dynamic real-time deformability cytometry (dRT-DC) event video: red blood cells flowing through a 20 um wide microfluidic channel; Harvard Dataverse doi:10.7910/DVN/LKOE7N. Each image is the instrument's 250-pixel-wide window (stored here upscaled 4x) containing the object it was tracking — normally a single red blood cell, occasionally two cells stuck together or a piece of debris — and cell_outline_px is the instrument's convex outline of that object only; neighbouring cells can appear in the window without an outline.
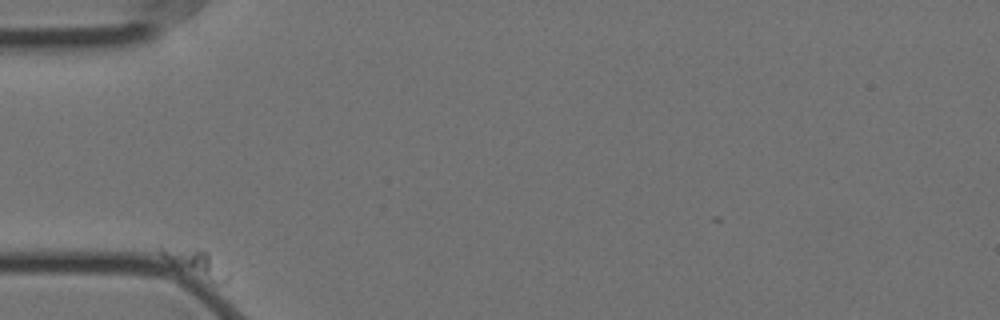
{"species": "Egyptian fruit bat (a non-hibernating species)", "species_latin": "Rousettus aegyptiacus", "temperature_condition": "cold", "stored_images_in_passage": 46, "camera_frame_rate_fps": 3000, "um_per_image_px": 0.085, "animal": {"sex": "female"}, "frame": {"image": 1, "passage_image": 1, "time_ms": 0.0, "image_size_px": [1000, 320], "cell_outline_px": [[228, 280], [224, 284], [216, 284], [168, 264], [160, 256], [156, 248], [200, 248], [208, 252], [228, 272]], "centroid_in_image_um": [16.62, 22.39], "position_along_channel_um": 68.4, "area_um2": 10.75}}
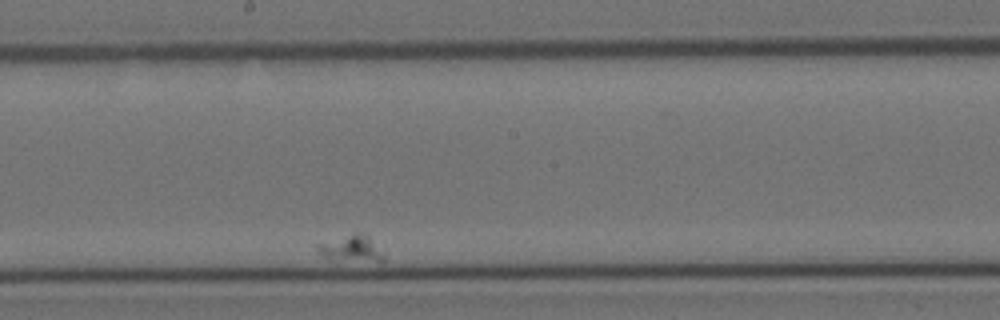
{"frame": {"image": 2, "passage_image": 27, "time_ms": 8.667, "image_size_px": [1000, 320], "cell_outline_px": [[384, 260], [376, 260], [324, 256], [316, 248], [316, 244], [356, 228], [368, 236], [384, 252]], "centroid_in_image_um": [29.86, 20.96], "position_along_channel_um": 218.3, "area_um2": 10.0}}